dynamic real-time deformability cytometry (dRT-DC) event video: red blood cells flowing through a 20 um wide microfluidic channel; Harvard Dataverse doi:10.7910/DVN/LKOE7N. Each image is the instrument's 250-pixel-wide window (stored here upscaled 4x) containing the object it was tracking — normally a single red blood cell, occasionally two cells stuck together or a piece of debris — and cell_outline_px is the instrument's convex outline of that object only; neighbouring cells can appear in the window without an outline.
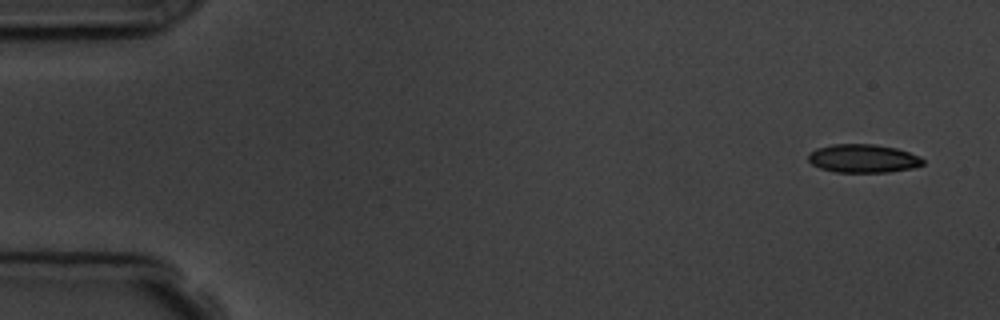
{"species": "common noctule bat (a hibernating species)", "species_latin": "Nyctalus noctula", "temperature_condition": "room temperature", "stored_images_in_passage": 7, "camera_frame_rate_fps": 3000, "um_per_image_px": 0.085, "animal": {"sex": "male", "body_mass_g": 19.5, "forearm_length_mm": 54.6}, "frame": {"image": 1, "passage_image": 1, "time_ms": 0.0, "image_size_px": [1000, 320], "cell_outline_px": [[924, 164], [916, 168], [888, 172], [836, 172], [820, 168], [812, 164], [808, 160], [808, 156], [816, 148], [832, 144], [876, 144], [896, 148], [920, 156], [924, 160]], "centroid_in_image_um": [73.4, 13.47], "position_along_channel_um": 11.6, "area_um2": 19.07}}
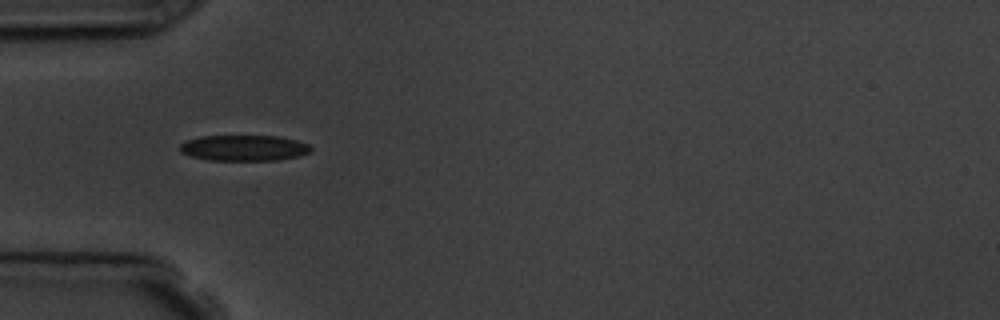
{"frame": {"image": 2, "passage_image": 5, "time_ms": 4.667, "image_size_px": [1000, 320], "cell_outline_px": [[312, 148], [308, 152], [300, 156], [276, 160], [208, 160], [192, 156], [180, 152], [180, 144], [184, 140], [200, 136], [280, 136], [296, 140], [308, 144]], "centroid_in_image_um": [20.71, 12.57], "position_along_channel_um": 64.3, "area_um2": 19.71}}